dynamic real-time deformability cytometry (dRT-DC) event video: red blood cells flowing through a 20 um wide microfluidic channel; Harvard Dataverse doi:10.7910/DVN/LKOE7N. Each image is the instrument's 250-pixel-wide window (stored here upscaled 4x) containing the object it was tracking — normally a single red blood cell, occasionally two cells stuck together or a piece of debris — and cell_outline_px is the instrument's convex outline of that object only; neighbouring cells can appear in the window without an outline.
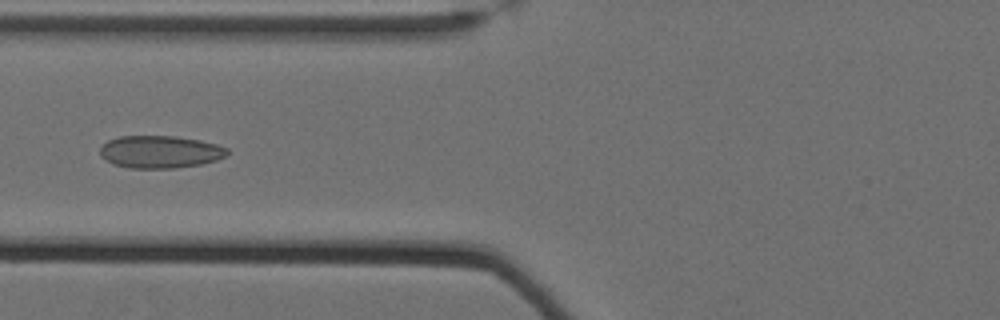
{"species": "Egyptian fruit bat (a non-hibernating species)", "species_latin": "Rousettus aegyptiacus", "temperature_condition": "cold", "stored_images_in_passage": 61, "camera_frame_rate_fps": 3000, "um_per_image_px": 0.085, "animal": {"sex": "female"}, "frame": {"image": 1, "passage_image": 28, "time_ms": 9.0, "image_size_px": [1000, 320], "cell_outline_px": [[228, 152], [224, 156], [216, 160], [200, 164], [176, 168], [128, 168], [112, 164], [100, 156], [100, 148], [108, 140], [120, 136], [176, 136], [200, 140], [216, 144], [228, 148]], "centroid_in_image_um": [13.58, 12.91], "position_along_channel_um": 112.2, "area_um2": 24.1}}
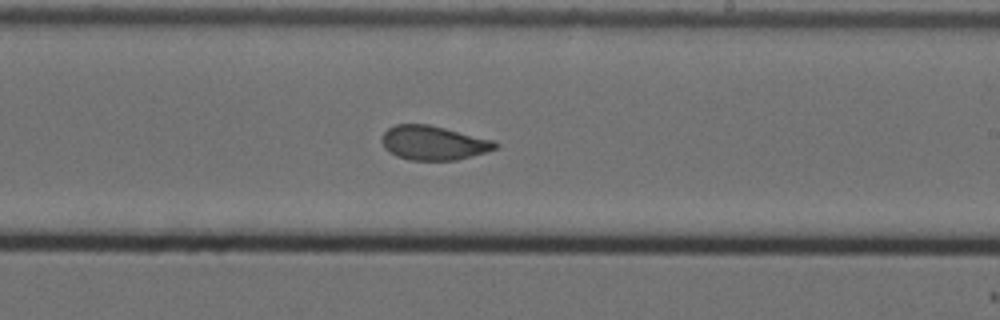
{"frame": {"image": 2, "passage_image": 40, "time_ms": 13.0, "image_size_px": [1000, 320], "cell_outline_px": [[500, 144], [496, 148], [488, 152], [456, 160], [408, 160], [396, 156], [388, 152], [384, 148], [380, 140], [384, 132], [388, 128], [396, 124], [428, 124], [496, 140]], "centroid_in_image_um": [36.85, 12.15], "position_along_channel_um": 252.1, "area_um2": 22.95}}
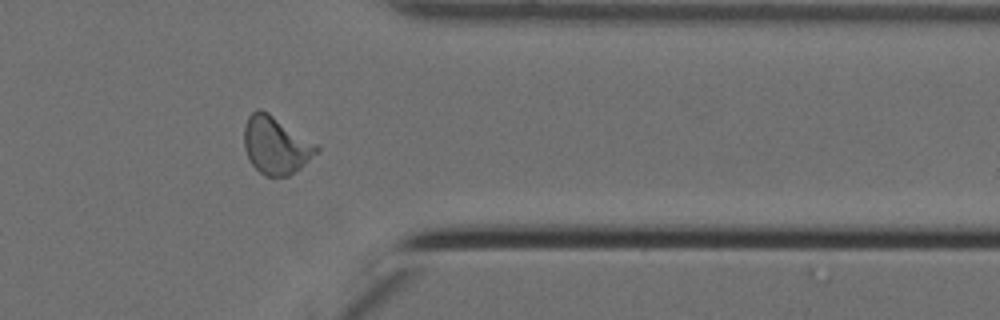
{"frame": {"image": 3, "passage_image": 52, "time_ms": 17.0, "image_size_px": [1000, 320], "cell_outline_px": [[320, 148], [300, 168], [288, 176], [264, 176], [248, 160], [244, 148], [244, 124], [248, 116], [256, 108], [260, 108], [268, 112], [316, 144]], "centroid_in_image_um": [23.39, 12.33], "position_along_channel_um": 388.0, "area_um2": 24.1}, "authors_computed_cell_mechanics": {"area_um2": 23.9292, "velocity_mm_per_s": 3.4931, "shape_relaxation_time_tau1_ms": null, "shape_relaxation_time_tau2_ms": 1.5617, "deformation_change_tau1": null, "deformation_change_tau2": 0.0761}}